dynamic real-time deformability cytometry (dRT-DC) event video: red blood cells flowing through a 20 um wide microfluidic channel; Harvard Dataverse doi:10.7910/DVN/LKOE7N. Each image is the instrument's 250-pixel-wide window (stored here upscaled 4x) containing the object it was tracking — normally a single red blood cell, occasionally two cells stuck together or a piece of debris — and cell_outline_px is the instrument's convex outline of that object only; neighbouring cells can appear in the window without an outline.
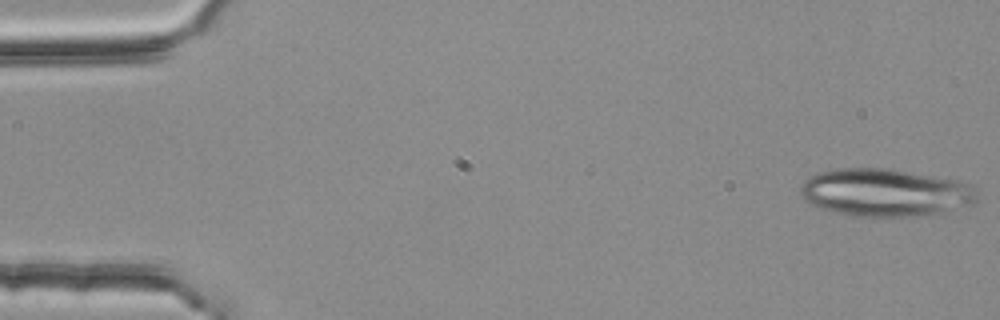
{"species": "common noctule bat (a hibernating species)", "species_latin": "Nyctalus noctula", "temperature_condition": "room temperature", "stored_images_in_passage": 4, "camera_frame_rate_fps": 3000, "um_per_image_px": 0.085, "animal": {"sex": "female", "body_mass_g": 25.1}, "frame": {"image": 1, "passage_image": 1, "time_ms": 0.0, "image_size_px": [1000, 320], "cell_outline_px": [[980, 188], [976, 200], [972, 204], [936, 212], [912, 216], [852, 216], [820, 208], [804, 200], [800, 196], [800, 184], [808, 176], [820, 172], [840, 168], [884, 168], [956, 180], [972, 184]], "centroid_in_image_um": [75.21, 16.35], "position_along_channel_um": 9.8, "area_um2": 48.84}}